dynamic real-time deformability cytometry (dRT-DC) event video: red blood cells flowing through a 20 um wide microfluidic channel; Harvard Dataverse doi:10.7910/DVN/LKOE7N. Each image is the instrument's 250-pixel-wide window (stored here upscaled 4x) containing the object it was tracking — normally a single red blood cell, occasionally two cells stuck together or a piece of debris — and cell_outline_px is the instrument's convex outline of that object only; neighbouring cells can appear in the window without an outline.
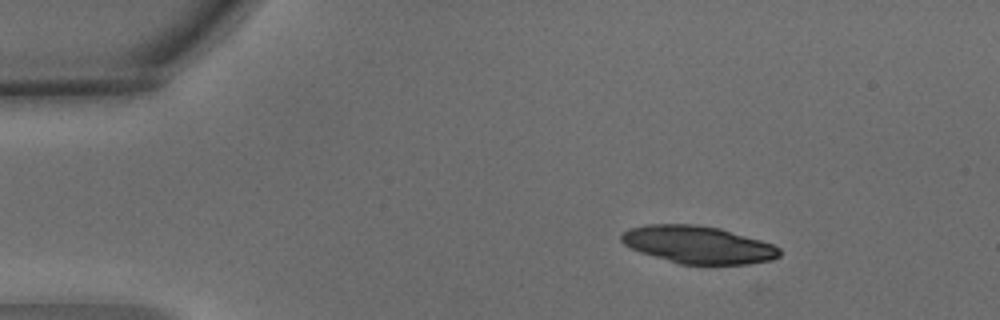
{"species": "common noctule bat (a hibernating species)", "species_latin": "Nyctalus noctula", "temperature_condition": "warm", "stored_images_in_passage": 3, "camera_frame_rate_fps": 3000, "um_per_image_px": 0.085, "animal": {"sex": "male", "body_mass_g": 15.6}, "frame": {"image": 1, "passage_image": 1, "time_ms": 0.0, "image_size_px": [1000, 320], "cell_outline_px": [[780, 256], [772, 260], [748, 264], [680, 264], [640, 252], [624, 244], [620, 240], [620, 236], [628, 228], [644, 224], [696, 224], [720, 228], [760, 240], [772, 244], [780, 248]], "centroid_in_image_um": [59.32, 20.79], "position_along_channel_um": 25.7, "area_um2": 34.56}}